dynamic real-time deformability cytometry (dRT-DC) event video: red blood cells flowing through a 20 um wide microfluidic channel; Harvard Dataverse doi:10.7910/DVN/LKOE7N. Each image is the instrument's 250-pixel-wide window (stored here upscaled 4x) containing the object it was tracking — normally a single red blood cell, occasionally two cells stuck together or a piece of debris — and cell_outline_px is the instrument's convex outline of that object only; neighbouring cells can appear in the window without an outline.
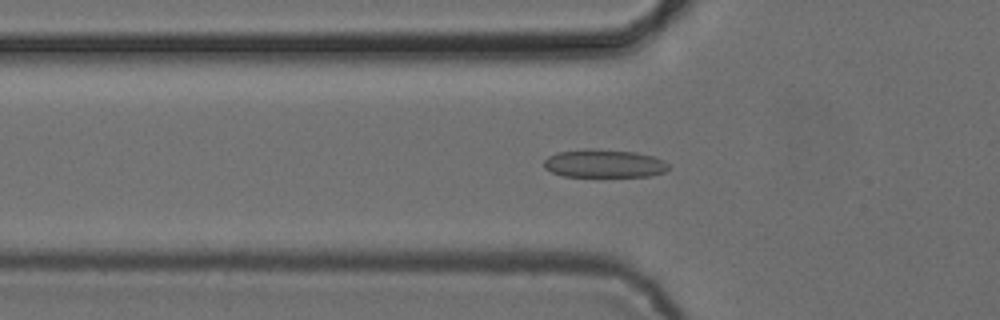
{"species": "common noctule bat (a hibernating species)", "species_latin": "Nyctalus noctula", "temperature_condition": "cold", "stored_images_in_passage": 52, "camera_frame_rate_fps": 3000, "um_per_image_px": 0.085, "animal": {"sex": "female", "body_mass_g": 24.6, "forearm_length_mm": 56.2}, "frame": {"image": 1, "passage_image": 16, "time_ms": 5.0, "image_size_px": [1000, 320], "cell_outline_px": [[668, 168], [664, 172], [652, 176], [564, 176], [552, 172], [544, 168], [544, 160], [548, 156], [556, 152], [584, 148], [592, 148], [636, 152], [652, 156], [664, 160], [668, 164]], "centroid_in_image_um": [51.33, 13.88], "position_along_channel_um": 74.5, "area_um2": 20.58}}
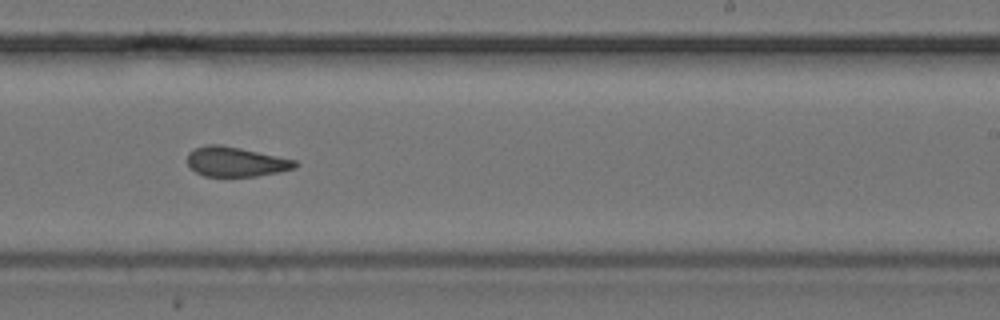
{"frame": {"image": 2, "passage_image": 31, "time_ms": 10.0, "image_size_px": [1000, 320], "cell_outline_px": [[300, 164], [296, 168], [280, 172], [256, 176], [204, 176], [196, 172], [188, 164], [188, 152], [196, 148], [208, 144], [220, 144], [240, 148], [296, 160]], "centroid_in_image_um": [20.07, 13.75], "position_along_channel_um": 268.9, "area_um2": 18.61}}
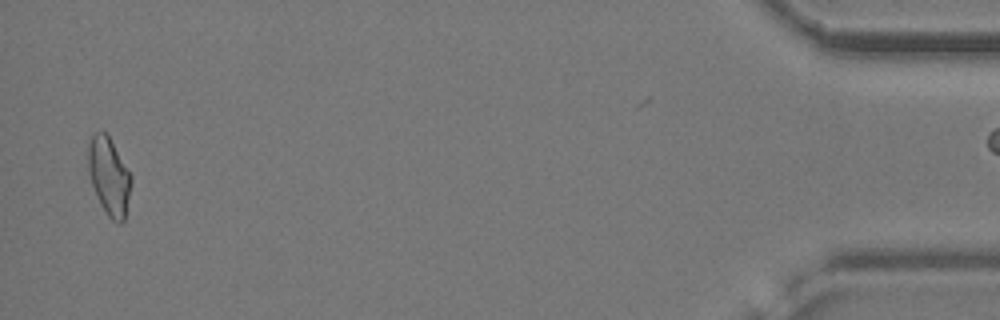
{"frame": {"image": 3, "passage_image": 50, "time_ms": 16.333, "image_size_px": [1000, 320], "cell_outline_px": [[132, 184], [124, 220], [120, 224], [112, 220], [108, 216], [100, 204], [92, 184], [88, 172], [88, 144], [92, 136], [96, 132], [104, 132], [108, 136], [132, 176]], "centroid_in_image_um": [9.27, 15.01], "position_along_channel_um": 425.9, "area_um2": 19.25}, "authors_computed_cell_mechanics": {"area_um2": 19.4497, "velocity_mm_per_s": 3.8824, "shape_relaxation_time_tau1_ms": null, "shape_relaxation_time_tau2_ms": 2.8365, "deformation_change_tau1": null, "deformation_change_tau2": 0.087}}